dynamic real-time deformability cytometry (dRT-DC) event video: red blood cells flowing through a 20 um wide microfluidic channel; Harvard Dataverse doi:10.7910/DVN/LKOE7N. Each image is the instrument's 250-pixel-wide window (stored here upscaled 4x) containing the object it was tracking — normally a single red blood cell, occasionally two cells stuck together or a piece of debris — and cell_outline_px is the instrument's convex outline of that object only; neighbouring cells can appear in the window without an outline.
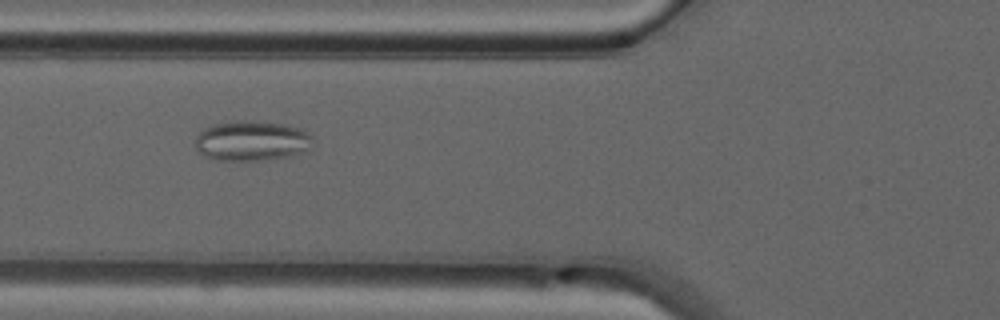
{"species": "common noctule bat (a hibernating species)", "species_latin": "Nyctalus noctula", "temperature_condition": "warm", "stored_images_in_passage": 37, "camera_frame_rate_fps": 3000, "um_per_image_px": 0.085, "animal": {"sex": "male", "forearm_length_mm": 52.5}, "frame": {"image": 1, "passage_image": 6, "time_ms": 1.667, "image_size_px": [1000, 320], "cell_outline_px": [[312, 148], [308, 152], [288, 156], [260, 160], [216, 160], [204, 156], [196, 152], [196, 136], [204, 128], [212, 124], [240, 120], [248, 120], [284, 124], [300, 128], [308, 132], [312, 136]], "centroid_in_image_um": [21.41, 11.97], "position_along_channel_um": 104.4, "area_um2": 27.8}}
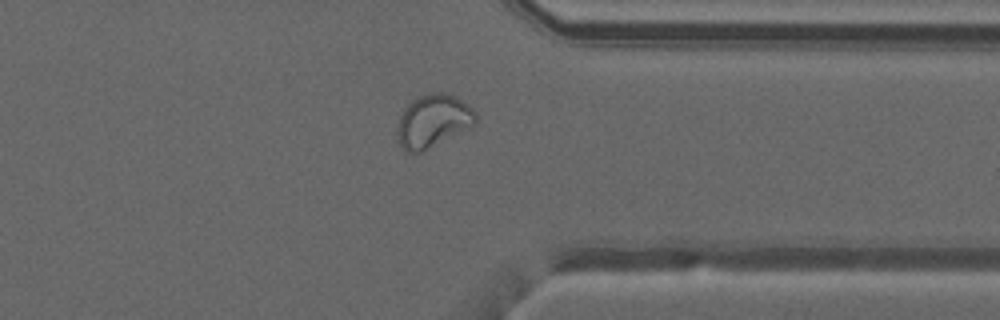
{"frame": {"image": 2, "passage_image": 26, "time_ms": 8.333, "image_size_px": [1000, 320], "cell_outline_px": [[476, 120], [472, 124], [420, 152], [404, 152], [396, 136], [396, 132], [400, 116], [404, 108], [412, 100], [420, 96], [432, 92], [448, 92], [456, 96], [468, 104], [476, 112]], "centroid_in_image_um": [36.76, 10.24], "position_along_channel_um": 374.6, "area_um2": 23.64}}
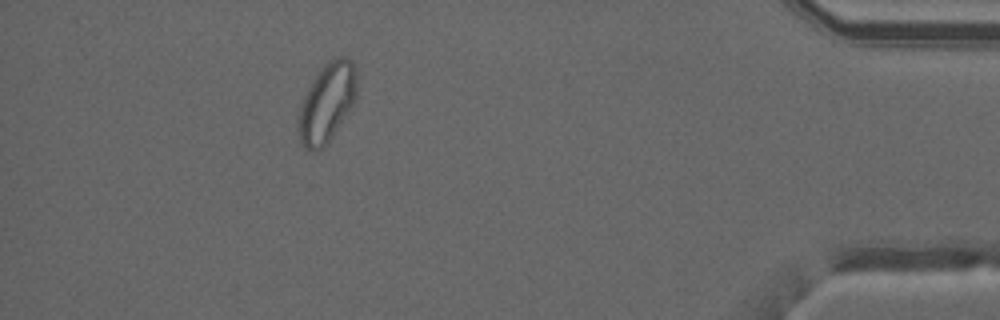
{"frame": {"image": 3, "passage_image": 32, "time_ms": 10.333, "image_size_px": [1000, 320], "cell_outline_px": [[356, 100], [324, 148], [304, 148], [300, 144], [296, 128], [296, 124], [300, 100], [316, 72], [332, 56], [348, 56], [352, 60], [356, 72]], "centroid_in_image_um": [27.74, 8.67], "position_along_channel_um": 407.5, "area_um2": 27.57}, "authors_computed_cell_mechanics": {"area_um2": 23.6402, "velocity_mm_per_s": 4.1047, "shape_relaxation_time_tau1_ms": null, "shape_relaxation_time_tau2_ms": 2.2105, "deformation_change_tau1": null, "deformation_change_tau2": 0.0594}}